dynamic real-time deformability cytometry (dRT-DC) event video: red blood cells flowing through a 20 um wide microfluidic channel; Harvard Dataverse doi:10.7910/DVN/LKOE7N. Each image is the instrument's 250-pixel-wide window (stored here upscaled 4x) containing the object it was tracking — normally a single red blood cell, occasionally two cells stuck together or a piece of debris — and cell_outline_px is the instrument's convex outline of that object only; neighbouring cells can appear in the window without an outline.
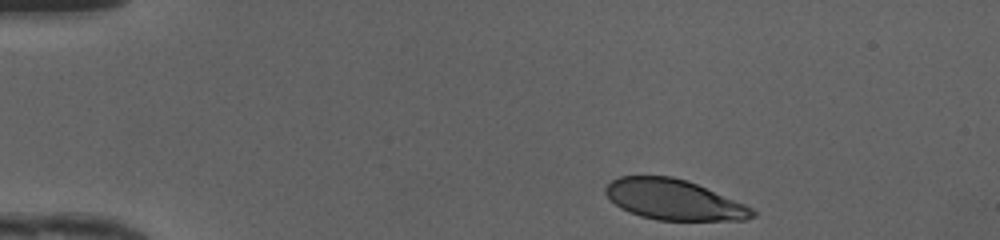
{"species": "human", "species_latin": "Homo sapiens", "temperature_condition": "cold", "stored_images_in_passage": 37, "camera_frame_rate_fps": 3000, "um_per_image_px": 0.085, "donor": {"sex": "female"}, "frame": {"image": 1, "passage_image": 1, "time_ms": 0.0, "image_size_px": [1000, 240], "cell_outline_px": [[756, 216], [744, 220], [656, 220], [640, 216], [628, 212], [620, 208], [604, 192], [604, 188], [612, 180], [620, 176], [672, 176], [696, 184], [744, 204], [752, 208], [756, 212]], "centroid_in_image_um": [57.25, 16.98], "position_along_channel_um": 27.7, "area_um2": 34.28}}
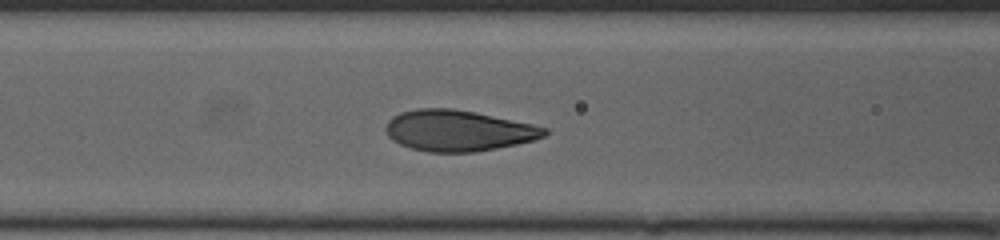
{"frame": {"image": 2, "passage_image": 14, "time_ms": 4.333, "image_size_px": [1000, 240], "cell_outline_px": [[548, 132], [544, 136], [532, 140], [516, 144], [476, 152], [428, 152], [412, 148], [400, 144], [392, 140], [388, 136], [384, 128], [388, 120], [392, 116], [400, 112], [416, 108], [452, 108], [476, 112], [532, 124], [548, 128]], "centroid_in_image_um": [38.91, 11.09], "position_along_channel_um": 127.7, "area_um2": 37.97}}
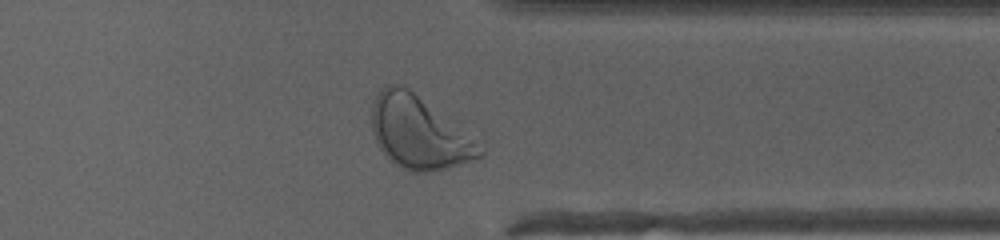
{"frame": {"image": 3, "passage_image": 32, "time_ms": 10.333, "image_size_px": [1000, 240], "cell_outline_px": [[484, 156], [448, 168], [428, 172], [412, 172], [396, 164], [380, 148], [372, 132], [372, 104], [376, 96], [388, 84], [400, 84], [408, 88], [484, 152]], "centroid_in_image_um": [35.49, 11.3], "position_along_channel_um": 375.9, "area_um2": 43.29}, "authors_computed_cell_mechanics": {"area_um2": 37.6278, "velocity_mm_per_s": 4.1695, "shape_relaxation_time_tau1_ms": 2.9125, "shape_relaxation_time_tau2_ms": null, "deformation_change_tau1": 0.1669, "deformation_change_tau2": null}}